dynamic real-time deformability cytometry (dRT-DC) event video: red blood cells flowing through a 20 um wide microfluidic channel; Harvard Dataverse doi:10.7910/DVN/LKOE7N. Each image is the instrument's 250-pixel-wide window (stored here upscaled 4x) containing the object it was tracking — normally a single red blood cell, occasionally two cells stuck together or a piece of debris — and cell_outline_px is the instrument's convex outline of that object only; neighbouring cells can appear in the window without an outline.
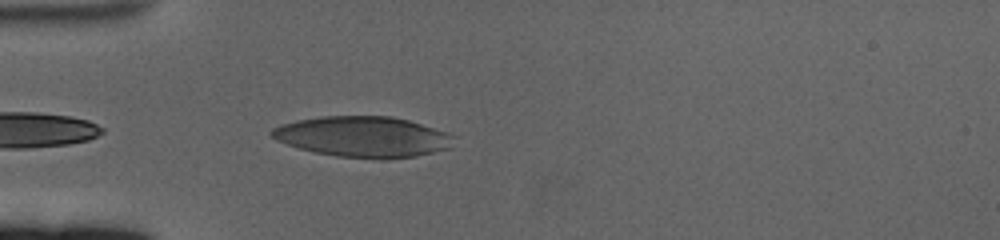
{"species": "human", "species_latin": "Homo sapiens", "temperature_condition": "cold", "stored_images_in_passage": 8, "camera_frame_rate_fps": 3000, "um_per_image_px": 0.085, "donor": {"sex": "female"}, "frame": {"image": 1, "passage_image": 2, "time_ms": 0.333, "image_size_px": [1000, 240], "cell_outline_px": [[456, 136], [452, 148], [416, 156], [384, 160], [380, 160], [336, 156], [316, 152], [300, 148], [276, 140], [268, 132], [272, 128], [280, 124], [296, 120], [320, 116], [392, 116], [408, 120], [448, 132]], "centroid_in_image_um": [30.9, 11.63], "position_along_channel_um": 54.1, "area_um2": 43.7}}
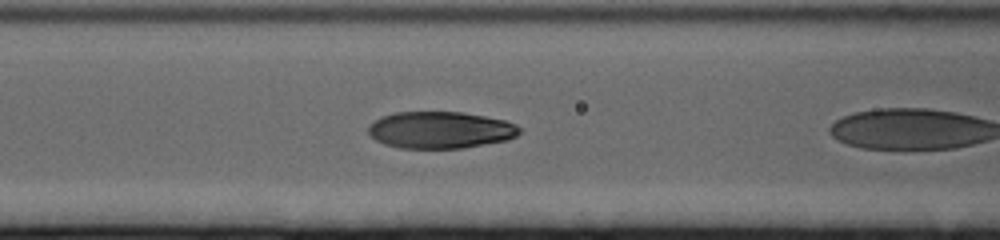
{"frame": {"image": 2, "passage_image": 6, "time_ms": 1.667, "image_size_px": [1000, 240], "cell_outline_px": [[520, 132], [516, 136], [508, 140], [464, 148], [400, 148], [384, 144], [376, 140], [368, 132], [368, 128], [380, 116], [396, 112], [464, 112], [504, 120], [516, 124], [520, 128]], "centroid_in_image_um": [37.44, 11.05], "position_along_channel_um": 129.2, "area_um2": 32.48}}